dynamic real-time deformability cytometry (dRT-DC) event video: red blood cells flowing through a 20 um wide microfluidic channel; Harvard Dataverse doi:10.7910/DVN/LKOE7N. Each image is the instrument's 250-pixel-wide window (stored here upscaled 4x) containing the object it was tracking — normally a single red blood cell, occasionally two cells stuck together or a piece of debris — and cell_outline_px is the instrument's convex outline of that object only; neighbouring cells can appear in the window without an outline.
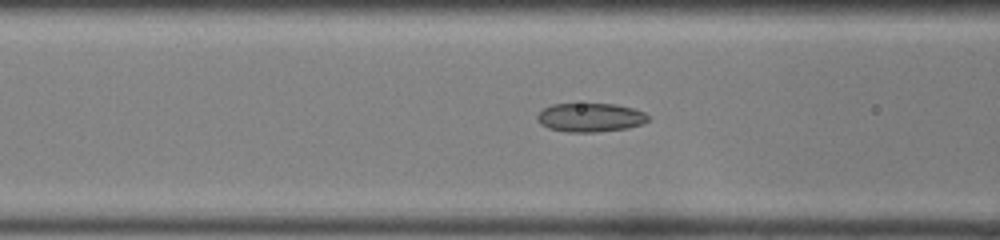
{"species": "common noctule bat (a hibernating species)", "species_latin": "Nyctalus noctula", "temperature_condition": "room temperature", "stored_images_in_passage": 51, "segment_of_instrument_passage": [1, 2], "camera_frame_rate_fps": 3000, "um_per_image_px": 0.085, "animal": {"sex": "female", "body_mass_g": 22.0, "forearm_length_mm": 56.7}, "frame": {"image": 1, "passage_image": 21, "time_ms": 6.667, "image_size_px": [1000, 240], "cell_outline_px": [[652, 120], [644, 124], [628, 128], [596, 132], [564, 132], [548, 128], [540, 124], [536, 120], [536, 116], [544, 108], [552, 104], [616, 104], [632, 108], [644, 112]], "centroid_in_image_um": [50.19, 9.99], "position_along_channel_um": 116.4, "area_um2": 18.84}}
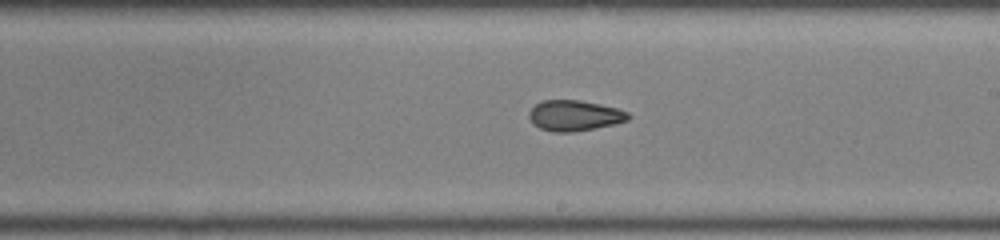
{"frame": {"image": 2, "passage_image": 30, "time_ms": 9.667, "image_size_px": [1000, 240], "cell_outline_px": [[632, 116], [628, 120], [612, 124], [572, 132], [552, 132], [540, 128], [532, 124], [528, 116], [528, 112], [536, 104], [544, 100], [580, 100], [600, 104], [616, 108], [628, 112]], "centroid_in_image_um": [48.8, 9.82], "position_along_channel_um": 240.2, "area_um2": 17.63}}
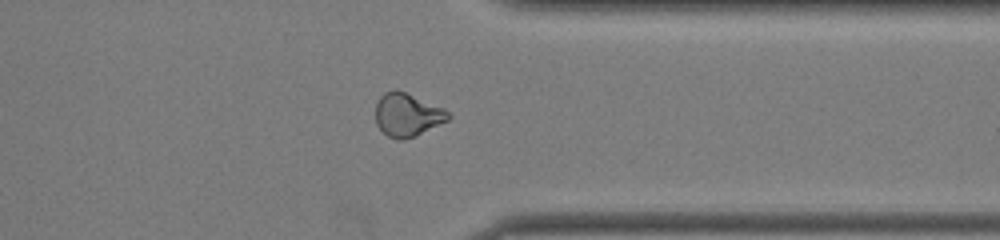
{"frame": {"image": 3, "passage_image": 40, "time_ms": 13.0, "image_size_px": [1000, 240], "cell_outline_px": [[452, 116], [448, 120], [416, 136], [404, 140], [396, 140], [388, 136], [376, 124], [376, 104], [380, 96], [384, 92], [396, 88], [444, 108]], "centroid_in_image_um": [34.62, 9.75], "position_along_channel_um": 376.8, "area_um2": 18.44}}